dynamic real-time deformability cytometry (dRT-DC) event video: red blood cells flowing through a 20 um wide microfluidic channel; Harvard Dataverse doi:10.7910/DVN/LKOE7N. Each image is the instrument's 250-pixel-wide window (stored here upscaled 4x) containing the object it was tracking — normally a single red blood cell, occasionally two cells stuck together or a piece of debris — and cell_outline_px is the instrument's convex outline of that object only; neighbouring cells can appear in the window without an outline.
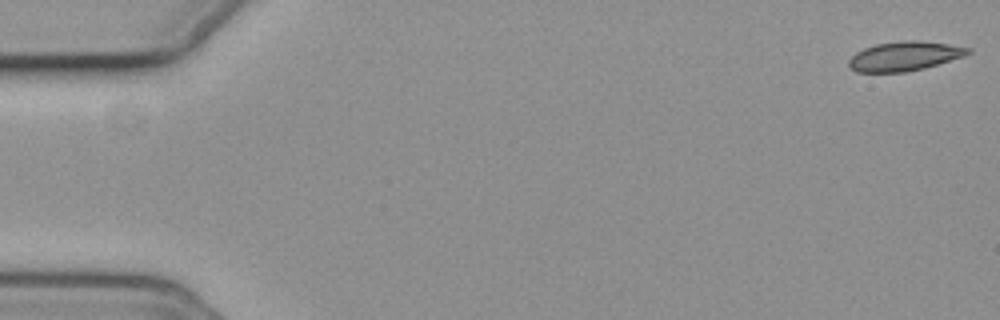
{"species": "common noctule bat (a hibernating species)", "species_latin": "Nyctalus noctula", "temperature_condition": "cold", "stored_images_in_passage": 56, "camera_frame_rate_fps": 3000, "um_per_image_px": 0.085, "animal": {"sex": "female", "body_mass_g": 19.3, "forearm_length_mm": 54.1}, "frame": {"image": 1, "passage_image": 1, "time_ms": 0.0, "image_size_px": [1000, 320], "cell_outline_px": [[972, 52], [964, 56], [924, 68], [904, 72], [856, 72], [848, 64], [848, 60], [856, 52], [864, 48], [876, 44], [904, 40], [916, 40], [948, 44], [972, 48]], "centroid_in_image_um": [76.89, 4.77], "position_along_channel_um": 8.1, "area_um2": 20.29}}
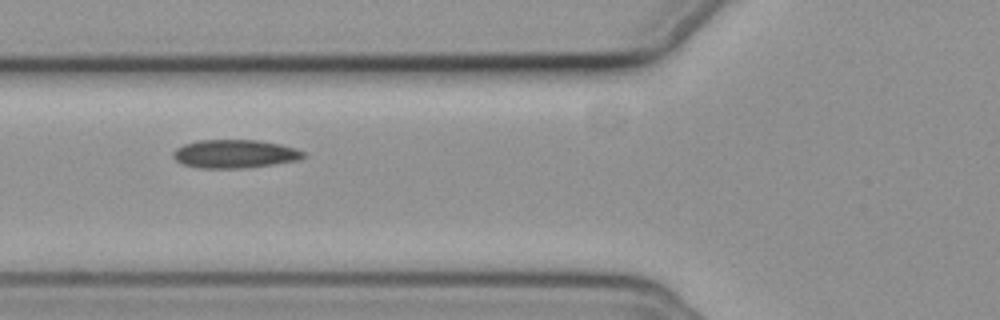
{"frame": {"image": 2, "passage_image": 21, "time_ms": 6.667, "image_size_px": [1000, 320], "cell_outline_px": [[308, 156], [300, 160], [244, 168], [200, 168], [184, 164], [176, 160], [172, 156], [172, 152], [176, 148], [184, 144], [200, 140], [256, 140], [280, 144], [296, 148], [304, 152]], "centroid_in_image_um": [19.98, 13.08], "position_along_channel_um": 105.8, "area_um2": 21.56}}
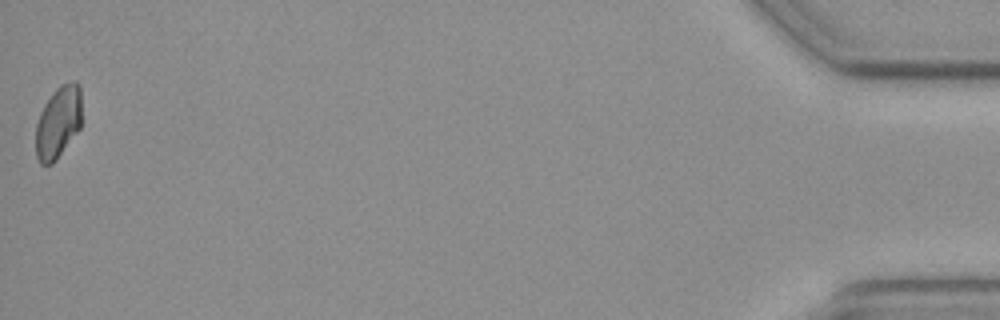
{"frame": {"image": 3, "passage_image": 56, "time_ms": 18.333, "image_size_px": [1000, 320], "cell_outline_px": [[80, 128], [56, 160], [52, 164], [40, 164], [36, 156], [36, 124], [40, 112], [44, 104], [52, 92], [60, 84], [72, 80], [76, 80], [80, 84]], "centroid_in_image_um": [4.94, 10.36], "position_along_channel_um": 430.3, "area_um2": 19.42}}